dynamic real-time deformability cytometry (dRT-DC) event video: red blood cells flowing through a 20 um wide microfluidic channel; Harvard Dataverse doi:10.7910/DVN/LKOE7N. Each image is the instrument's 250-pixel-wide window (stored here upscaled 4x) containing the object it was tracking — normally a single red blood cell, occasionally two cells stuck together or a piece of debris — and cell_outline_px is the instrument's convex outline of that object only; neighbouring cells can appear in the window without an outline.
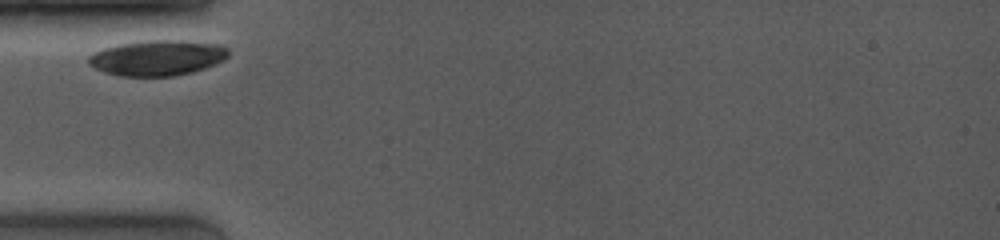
{"species": "common noctule bat (a hibernating species)", "species_latin": "Nyctalus noctula", "temperature_condition": "room temperature", "stored_images_in_passage": 20, "camera_frame_rate_fps": 4000, "um_per_image_px": 0.085, "animal": {"sex": "female", "body_mass_g": 19.0, "forearm_length_mm": 53.3}, "frame": {"image": 1, "passage_image": 1, "time_ms": 0.0, "image_size_px": [1000, 240], "cell_outline_px": [[228, 56], [224, 60], [216, 64], [192, 72], [172, 76], [120, 76], [104, 72], [88, 64], [88, 56], [104, 48], [120, 44], [148, 40], [180, 40], [220, 44], [228, 48]], "centroid_in_image_um": [13.4, 4.91], "position_along_channel_um": 71.6, "area_um2": 28.84}}
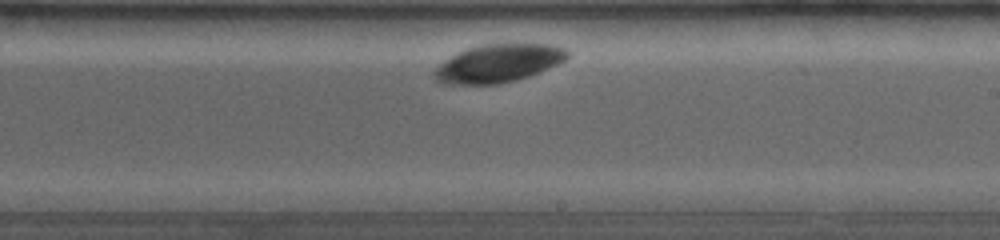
{"frame": {"image": 2, "passage_image": 11, "time_ms": 5.0, "image_size_px": [1000, 240], "cell_outline_px": [[572, 52], [564, 60], [540, 72], [516, 80], [500, 84], [440, 84], [432, 76], [432, 72], [444, 60], [468, 48], [484, 44], [552, 44], [568, 48]], "centroid_in_image_um": [42.37, 5.38], "position_along_channel_um": 246.6, "area_um2": 29.59}}
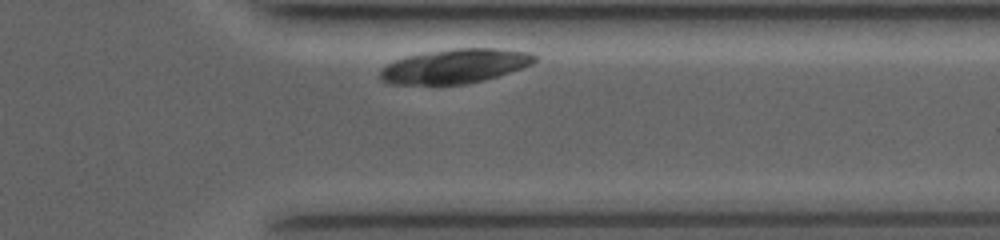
{"frame": {"image": 3, "passage_image": 18, "time_ms": 8.5, "image_size_px": [1000, 240], "cell_outline_px": [[536, 60], [532, 64], [484, 80], [468, 84], [388, 84], [380, 80], [380, 72], [388, 64], [396, 60], [408, 56], [424, 52], [456, 48], [496, 48], [532, 52], [536, 56]], "centroid_in_image_um": [38.68, 5.62], "position_along_channel_um": 372.7, "area_um2": 30.75}}